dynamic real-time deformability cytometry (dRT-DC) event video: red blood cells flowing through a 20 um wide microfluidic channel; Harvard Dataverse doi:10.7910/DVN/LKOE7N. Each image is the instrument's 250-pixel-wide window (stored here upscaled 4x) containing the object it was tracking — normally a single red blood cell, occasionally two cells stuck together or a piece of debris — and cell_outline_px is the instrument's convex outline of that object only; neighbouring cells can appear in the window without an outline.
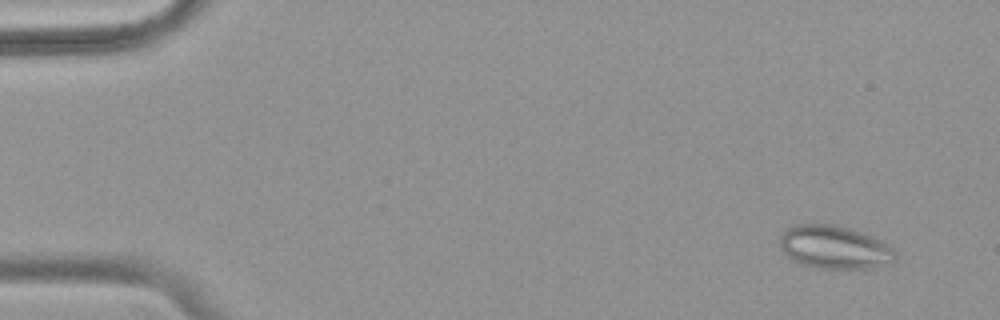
{"species": "common noctule bat (a hibernating species)", "species_latin": "Nyctalus noctula", "temperature_condition": "warm", "stored_images_in_passage": 54, "camera_frame_rate_fps": 3000, "um_per_image_px": 0.085, "animal": {"sex": "female", "body_mass_g": 18.4}, "frame": {"image": 1, "passage_image": 4, "time_ms": 1.0, "image_size_px": [1000, 320], "cell_outline_px": [[896, 260], [868, 268], [820, 268], [804, 264], [792, 260], [784, 252], [780, 244], [780, 236], [788, 228], [796, 224], [836, 224], [872, 236], [888, 244], [896, 252]], "centroid_in_image_um": [70.93, 21.0], "position_along_channel_um": 14.1, "area_um2": 28.67}}
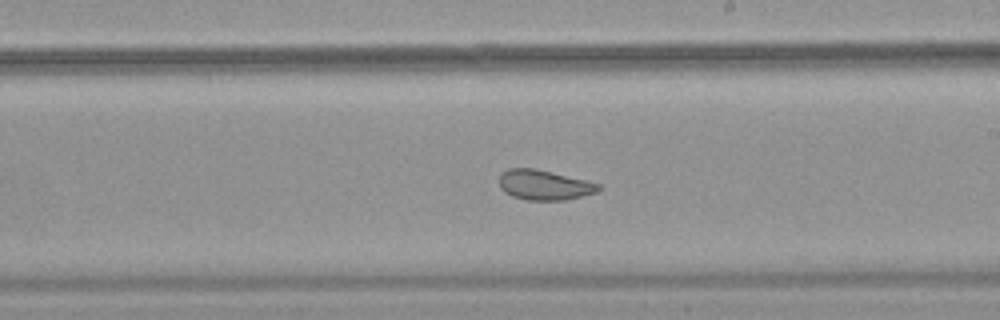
{"frame": {"image": 2, "passage_image": 32, "time_ms": 10.333, "image_size_px": [1000, 320], "cell_outline_px": [[600, 188], [596, 192], [564, 200], [528, 200], [512, 196], [504, 192], [500, 188], [500, 176], [508, 168], [536, 168], [600, 184]], "centroid_in_image_um": [46.23, 15.72], "position_along_channel_um": 242.8, "area_um2": 17.11}}
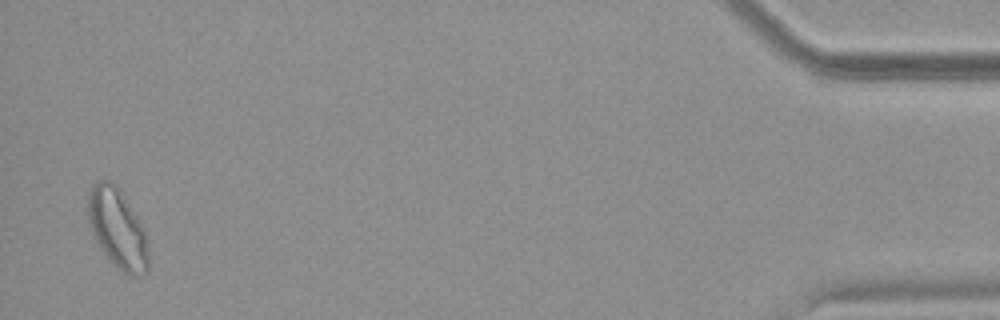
{"frame": {"image": 3, "passage_image": 53, "time_ms": 17.333, "image_size_px": [1000, 320], "cell_outline_px": [[148, 272], [140, 276], [128, 276], [108, 260], [100, 248], [92, 232], [88, 220], [88, 192], [92, 184], [100, 180], [108, 180], [116, 184], [144, 228], [148, 252]], "centroid_in_image_um": [9.98, 19.45], "position_along_channel_um": 425.2, "area_um2": 28.09}, "authors_computed_cell_mechanics": {"area_um2": 23.0333, "velocity_mm_per_s": 3.7555, "shape_relaxation_time_tau1_ms": null, "shape_relaxation_time_tau2_ms": 1.3259, "deformation_change_tau1": null, "deformation_change_tau2": 0.0787}}